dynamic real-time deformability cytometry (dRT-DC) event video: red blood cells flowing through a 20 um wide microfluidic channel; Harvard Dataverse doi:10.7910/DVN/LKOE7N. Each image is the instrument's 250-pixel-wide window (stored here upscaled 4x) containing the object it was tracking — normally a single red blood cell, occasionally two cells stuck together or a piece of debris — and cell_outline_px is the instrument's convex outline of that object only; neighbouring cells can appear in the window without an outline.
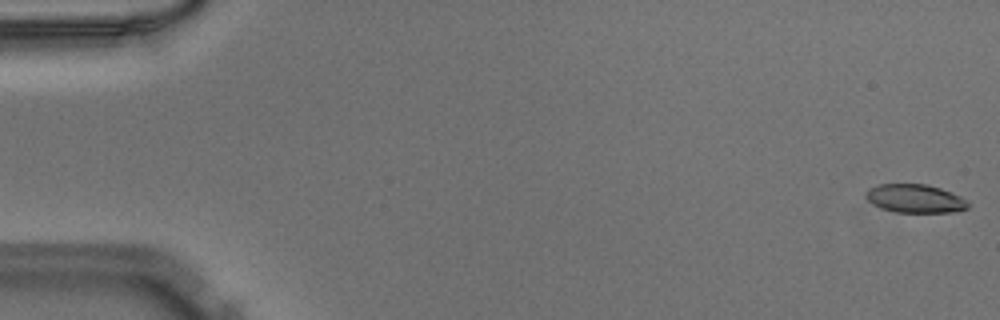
{"species": "Egyptian fruit bat (a non-hibernating species)", "species_latin": "Rousettus aegyptiacus", "temperature_condition": "warm", "stored_images_in_passage": 51, "camera_frame_rate_fps": 3000, "um_per_image_px": 0.085, "animal": {"sex": "male"}, "frame": {"image": 1, "passage_image": 1, "time_ms": 0.0, "image_size_px": [1000, 320], "cell_outline_px": [[968, 208], [952, 212], [896, 212], [880, 208], [872, 204], [864, 196], [864, 192], [868, 188], [876, 184], [928, 184], [952, 192], [968, 200]], "centroid_in_image_um": [77.74, 16.86], "position_along_channel_um": 7.3, "area_um2": 17.17}}
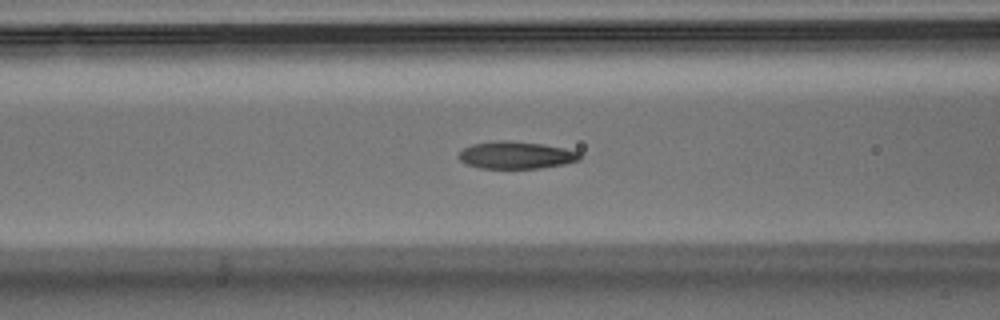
{"frame": {"image": 2, "passage_image": 21, "time_ms": 6.667, "image_size_px": [1000, 320], "cell_outline_px": [[580, 160], [564, 164], [540, 168], [480, 168], [468, 164], [460, 160], [456, 156], [464, 148], [472, 144], [500, 140], [508, 140], [544, 144], [564, 148], [580, 152]], "centroid_in_image_um": [43.87, 13.18], "position_along_channel_um": 122.7, "area_um2": 19.25}}
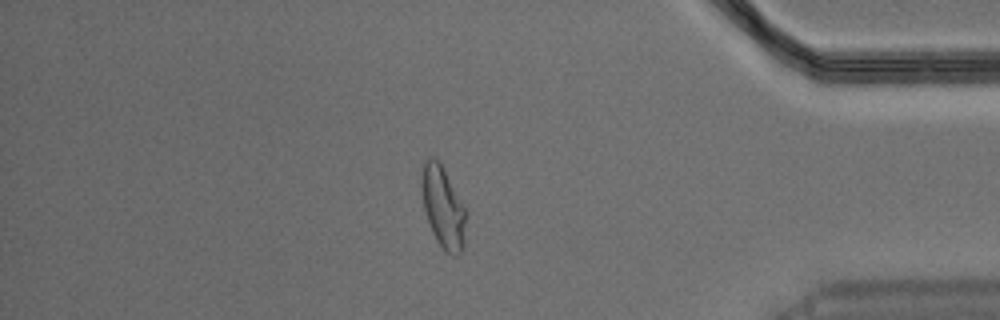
{"frame": {"image": 3, "passage_image": 44, "time_ms": 14.333, "image_size_px": [1000, 320], "cell_outline_px": [[468, 212], [464, 244], [460, 252], [456, 256], [452, 256], [436, 240], [432, 232], [424, 212], [420, 184], [420, 180], [424, 160], [428, 156], [432, 156], [440, 160]], "centroid_in_image_um": [37.66, 17.55], "position_along_channel_um": 397.5, "area_um2": 21.79}}